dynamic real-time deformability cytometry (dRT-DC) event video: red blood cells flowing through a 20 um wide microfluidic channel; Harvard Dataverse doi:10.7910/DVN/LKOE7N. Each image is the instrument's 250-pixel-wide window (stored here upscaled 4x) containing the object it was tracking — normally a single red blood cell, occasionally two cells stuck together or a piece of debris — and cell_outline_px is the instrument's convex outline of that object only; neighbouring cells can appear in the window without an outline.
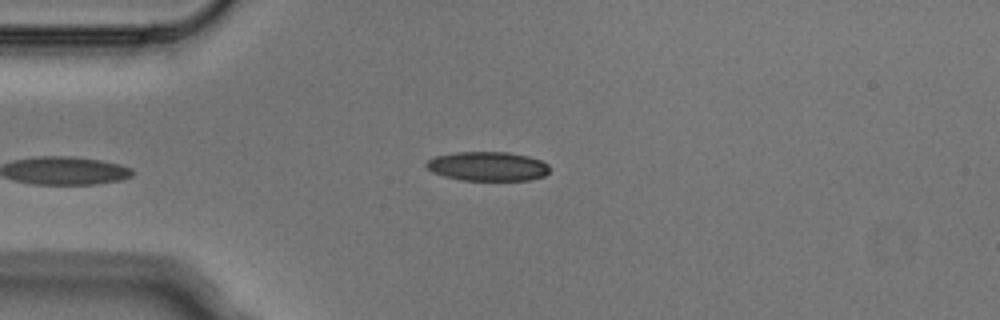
{"species": "Egyptian fruit bat (a non-hibernating species)", "species_latin": "Rousettus aegyptiacus", "temperature_condition": "cold", "stored_images_in_passage": 4, "camera_frame_rate_fps": 3000, "um_per_image_px": 0.085, "animal": {"sex": "male"}, "frame": {"image": 1, "passage_image": 4, "time_ms": 1.0, "image_size_px": [1000, 320], "cell_outline_px": [[548, 172], [544, 176], [532, 180], [460, 180], [444, 176], [432, 172], [424, 164], [428, 160], [436, 156], [452, 152], [508, 152], [528, 156], [540, 160], [548, 164]], "centroid_in_image_um": [41.44, 14.13], "position_along_channel_um": 43.6, "area_um2": 21.04}}